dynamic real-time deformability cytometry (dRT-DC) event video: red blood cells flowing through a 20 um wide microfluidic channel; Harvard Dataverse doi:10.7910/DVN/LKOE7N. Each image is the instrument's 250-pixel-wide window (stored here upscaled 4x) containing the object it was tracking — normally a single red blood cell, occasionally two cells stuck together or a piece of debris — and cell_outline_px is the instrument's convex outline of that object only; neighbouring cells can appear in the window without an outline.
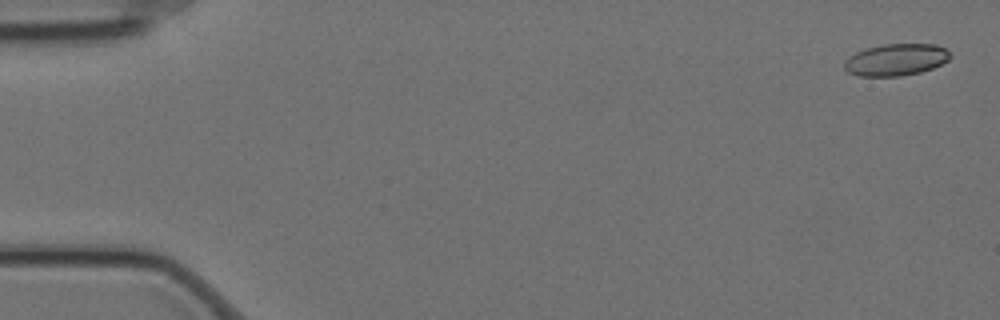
{"species": "Egyptian fruit bat (a non-hibernating species)", "species_latin": "Rousettus aegyptiacus", "temperature_condition": "cold", "stored_images_in_passage": 3, "camera_frame_rate_fps": 3000, "um_per_image_px": 0.085, "animal": {"sex": "female"}, "frame": {"image": 1, "passage_image": 1, "time_ms": 0.0, "image_size_px": [1000, 320], "cell_outline_px": [[952, 56], [948, 60], [932, 68], [920, 72], [900, 76], [860, 76], [848, 72], [844, 68], [844, 60], [848, 56], [864, 48], [884, 44], [936, 44], [948, 48]], "centroid_in_image_um": [76.16, 5.06], "position_along_channel_um": 8.8, "area_um2": 19.88}}